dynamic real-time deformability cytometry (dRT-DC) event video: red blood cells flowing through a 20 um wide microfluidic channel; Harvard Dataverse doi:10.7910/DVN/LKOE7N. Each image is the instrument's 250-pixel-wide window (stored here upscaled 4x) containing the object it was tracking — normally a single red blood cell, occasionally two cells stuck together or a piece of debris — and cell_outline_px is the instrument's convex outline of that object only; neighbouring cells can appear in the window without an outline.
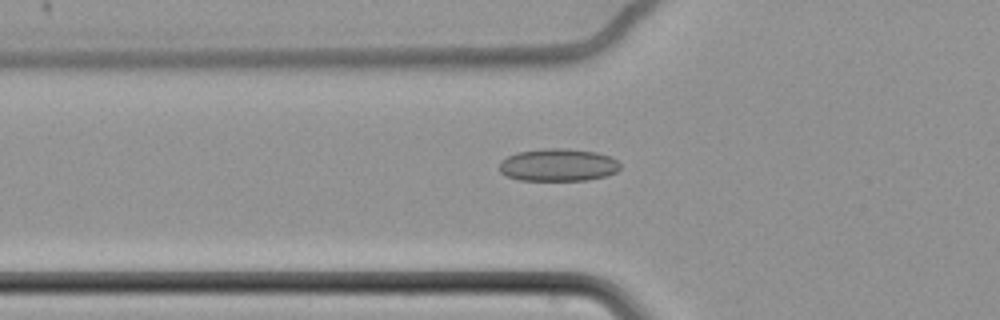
{"species": "common noctule bat (a hibernating species)", "species_latin": "Nyctalus noctula", "temperature_condition": "cold", "stored_images_in_passage": 43, "camera_frame_rate_fps": 3000, "um_per_image_px": 0.085, "animal": {"sex": "female", "body_mass_g": 22.7, "forearm_length_mm": 54.2}, "frame": {"image": 1, "passage_image": 5, "time_ms": 1.333, "image_size_px": [1000, 320], "cell_outline_px": [[620, 168], [616, 172], [604, 176], [588, 180], [520, 180], [508, 176], [500, 172], [500, 160], [516, 152], [544, 148], [564, 148], [596, 152], [608, 156], [616, 160], [620, 164]], "centroid_in_image_um": [47.42, 14.01], "position_along_channel_um": 78.4, "area_um2": 22.89}}
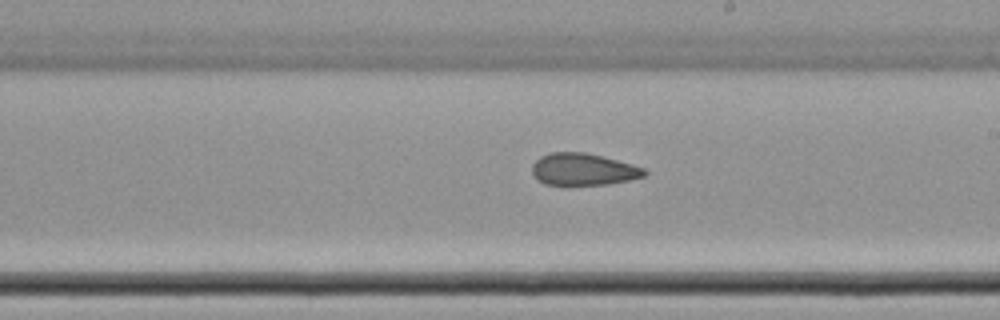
{"frame": {"image": 2, "passage_image": 19, "time_ms": 6.0, "image_size_px": [1000, 320], "cell_outline_px": [[648, 172], [644, 176], [628, 180], [608, 184], [544, 184], [532, 172], [532, 164], [540, 156], [548, 152], [584, 152], [632, 164], [644, 168]], "centroid_in_image_um": [49.57, 14.38], "position_along_channel_um": 239.4, "area_um2": 20.63}}
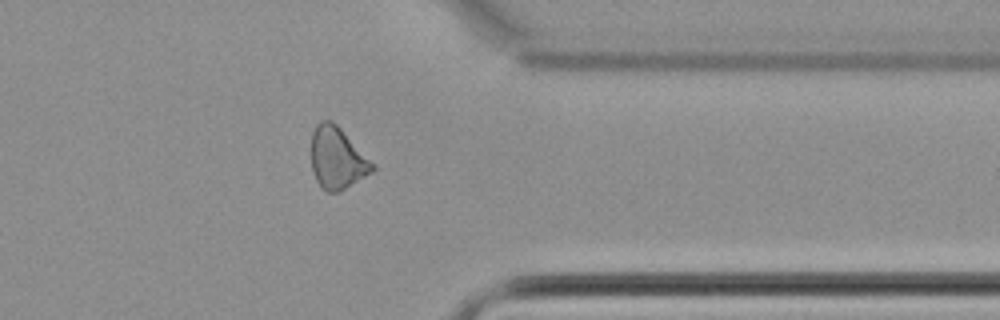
{"frame": {"image": 3, "passage_image": 32, "time_ms": 10.333, "image_size_px": [1000, 320], "cell_outline_px": [[376, 168], [372, 172], [340, 192], [328, 192], [320, 188], [312, 172], [312, 132], [316, 124], [320, 120], [332, 120], [376, 164]], "centroid_in_image_um": [28.67, 13.45], "position_along_channel_um": 382.7, "area_um2": 22.25}, "authors_computed_cell_mechanics": {"area_um2": 21.8484, "velocity_mm_per_s": 3.4597, "shape_relaxation_time_tau1_ms": null, "shape_relaxation_time_tau2_ms": 3.2996, "deformation_change_tau1": null, "deformation_change_tau2": 0.1053}}